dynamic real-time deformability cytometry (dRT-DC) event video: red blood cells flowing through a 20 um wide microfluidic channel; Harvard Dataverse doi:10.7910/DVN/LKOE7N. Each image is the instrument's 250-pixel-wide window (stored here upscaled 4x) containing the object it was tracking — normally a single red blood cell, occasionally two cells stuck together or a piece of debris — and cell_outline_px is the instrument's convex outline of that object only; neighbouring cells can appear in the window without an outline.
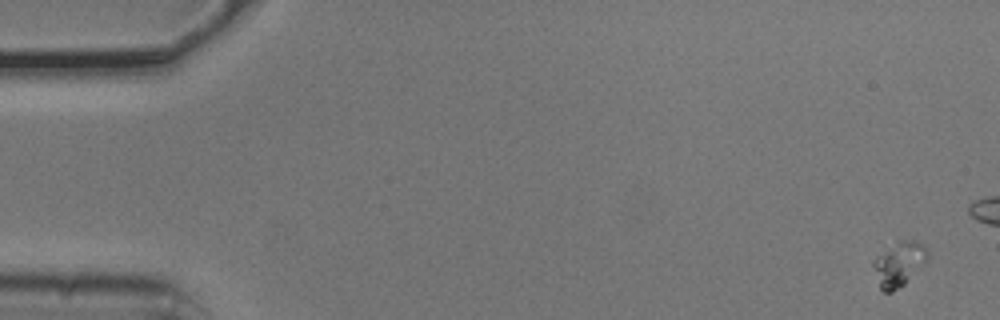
{"species": "common noctule bat (a hibernating species)", "species_latin": "Nyctalus noctula", "temperature_condition": "cold", "stored_images_in_passage": 5, "camera_frame_rate_fps": 3000, "um_per_image_px": 0.085, "animal": {"sex": "male", "body_mass_g": 20.5, "forearm_length_mm": 52.5}, "frame": {"image": 1, "passage_image": 1, "time_ms": 0.0, "image_size_px": [1000, 320], "cell_outline_px": [[928, 256], [904, 284], [892, 292], [884, 292], [880, 288], [872, 264], [872, 260], [876, 256], [896, 240], [912, 240], [920, 244], [928, 252]], "centroid_in_image_um": [76.34, 22.42], "position_along_channel_um": 8.7, "area_um2": 13.64}}